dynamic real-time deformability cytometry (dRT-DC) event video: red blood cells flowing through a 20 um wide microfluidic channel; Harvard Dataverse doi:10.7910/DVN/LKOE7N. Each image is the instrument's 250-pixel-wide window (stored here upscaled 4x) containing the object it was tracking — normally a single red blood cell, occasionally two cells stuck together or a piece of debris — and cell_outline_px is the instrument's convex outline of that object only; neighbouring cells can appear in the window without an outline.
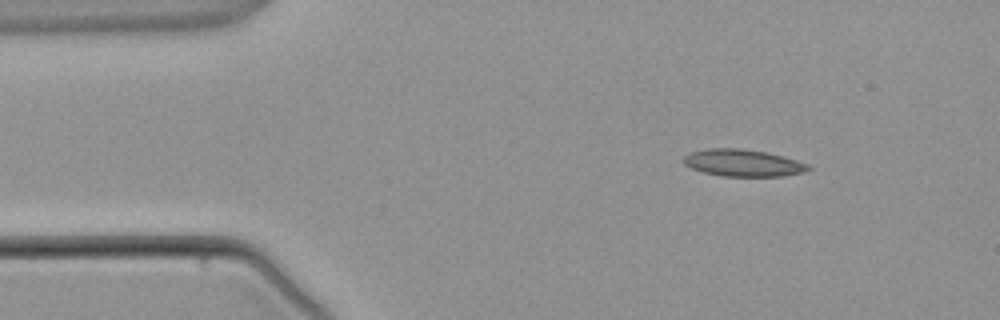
{"species": "common noctule bat (a hibernating species)", "species_latin": "Nyctalus noctula", "temperature_condition": "warm", "stored_images_in_passage": 4, "camera_frame_rate_fps": 3000, "um_per_image_px": 0.085, "animal": {"sex": "male", "body_mass_g": 21.5, "forearm_length_mm": 52.0}, "frame": {"image": 1, "passage_image": 1, "time_ms": 0.0, "image_size_px": [1000, 320], "cell_outline_px": [[812, 168], [804, 172], [784, 176], [724, 176], [704, 172], [692, 168], [684, 164], [680, 160], [688, 152], [708, 148], [740, 148], [768, 152], [796, 160], [808, 164]], "centroid_in_image_um": [63.12, 13.84], "position_along_channel_um": 21.9, "area_um2": 19.77}}
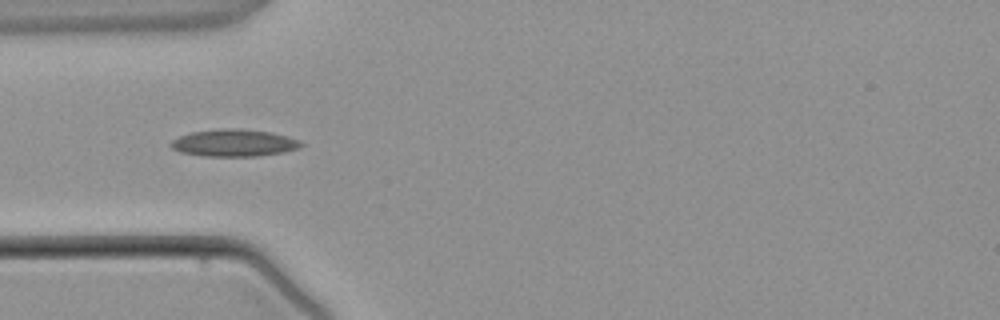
{"frame": {"image": 2, "passage_image": 3, "time_ms": 2.333, "image_size_px": [1000, 320], "cell_outline_px": [[304, 144], [300, 148], [284, 152], [256, 156], [204, 156], [180, 152], [172, 148], [168, 144], [172, 140], [180, 136], [192, 132], [220, 128], [232, 128], [268, 132], [288, 136]], "centroid_in_image_um": [19.86, 12.15], "position_along_channel_um": 65.1, "area_um2": 20.46}}
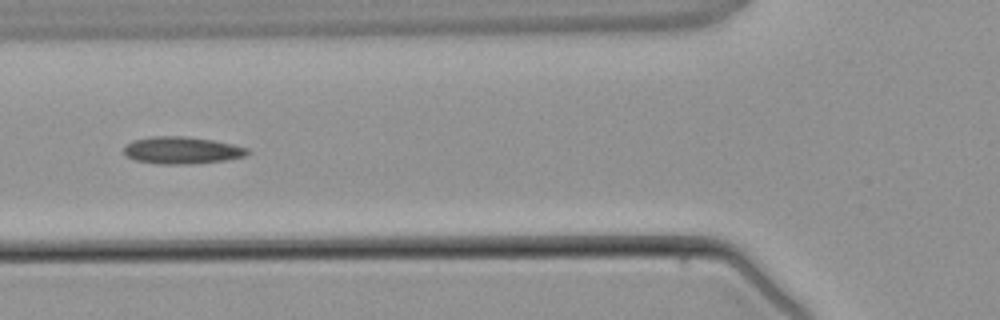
{"frame": {"image": 3, "passage_image": 4, "time_ms": 3.333, "image_size_px": [1000, 320], "cell_outline_px": [[252, 152], [244, 156], [224, 160], [196, 164], [160, 164], [136, 160], [124, 156], [124, 148], [132, 140], [152, 136], [184, 136], [212, 140], [232, 144], [248, 148]], "centroid_in_image_um": [15.46, 12.78], "position_along_channel_um": 110.3, "area_um2": 19.59}}